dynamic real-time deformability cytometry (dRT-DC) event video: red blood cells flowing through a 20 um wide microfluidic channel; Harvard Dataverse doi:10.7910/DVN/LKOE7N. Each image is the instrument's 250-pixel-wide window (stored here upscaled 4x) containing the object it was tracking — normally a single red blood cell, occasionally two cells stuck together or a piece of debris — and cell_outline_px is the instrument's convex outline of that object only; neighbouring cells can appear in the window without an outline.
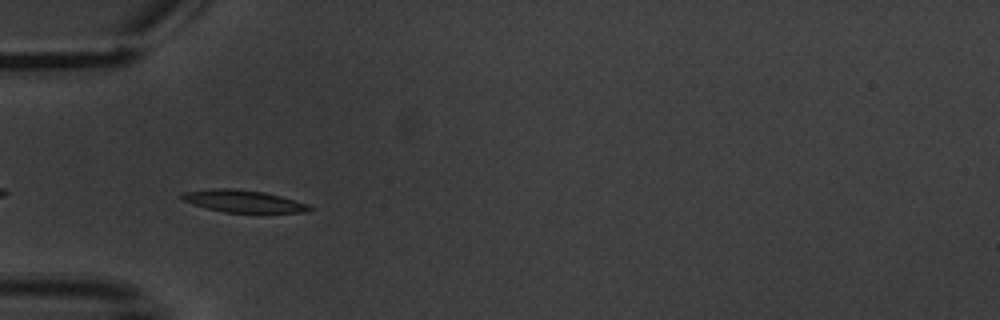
{"species": "common noctule bat (a hibernating species)", "species_latin": "Nyctalus noctula", "temperature_condition": "warm", "stored_images_in_passage": 8, "camera_frame_rate_fps": 3000, "um_per_image_px": 0.085, "animal": {"sex": "male", "body_mass_g": 20.1, "forearm_length_mm": 53.5}, "frame": {"image": 1, "passage_image": 4, "time_ms": 4.333, "image_size_px": [1000, 320], "cell_outline_px": [[312, 208], [308, 212], [256, 216], [224, 212], [192, 204], [184, 200], [180, 196], [184, 192], [216, 188], [232, 188], [264, 192], [280, 196], [308, 204]], "centroid_in_image_um": [20.79, 17.17], "position_along_channel_um": 64.2, "area_um2": 17.4}}
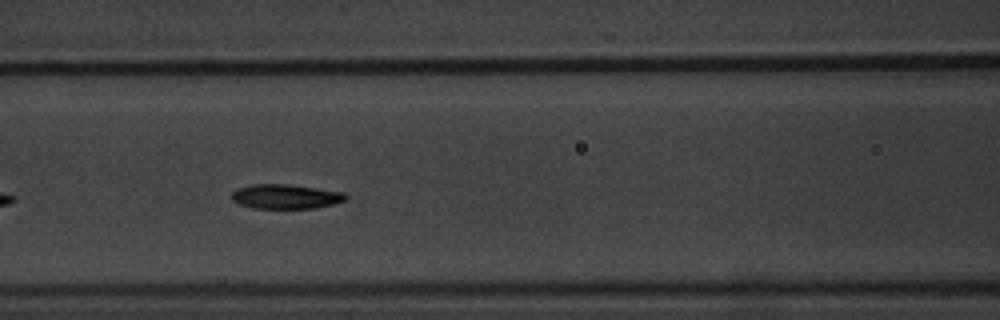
{"frame": {"image": 2, "passage_image": 6, "time_ms": 6.667, "image_size_px": [1000, 320], "cell_outline_px": [[348, 196], [344, 200], [332, 204], [316, 208], [252, 208], [240, 204], [232, 200], [232, 192], [236, 188], [252, 184], [288, 184], [344, 192]], "centroid_in_image_um": [24.25, 16.7], "position_along_channel_um": 142.3, "area_um2": 16.24}}
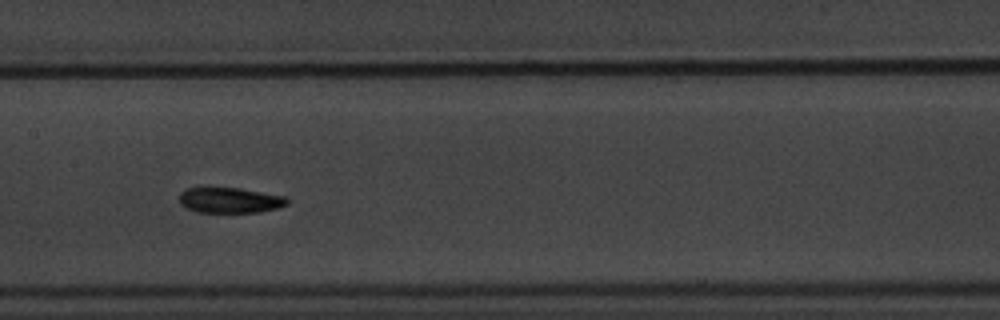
{"frame": {"image": 3, "passage_image": 7, "time_ms": 8.0, "image_size_px": [1000, 320], "cell_outline_px": [[288, 204], [280, 208], [260, 212], [196, 212], [180, 204], [180, 192], [184, 188], [240, 188], [288, 196]], "centroid_in_image_um": [19.6, 17.02], "position_along_channel_um": 187.8, "area_um2": 16.18}}